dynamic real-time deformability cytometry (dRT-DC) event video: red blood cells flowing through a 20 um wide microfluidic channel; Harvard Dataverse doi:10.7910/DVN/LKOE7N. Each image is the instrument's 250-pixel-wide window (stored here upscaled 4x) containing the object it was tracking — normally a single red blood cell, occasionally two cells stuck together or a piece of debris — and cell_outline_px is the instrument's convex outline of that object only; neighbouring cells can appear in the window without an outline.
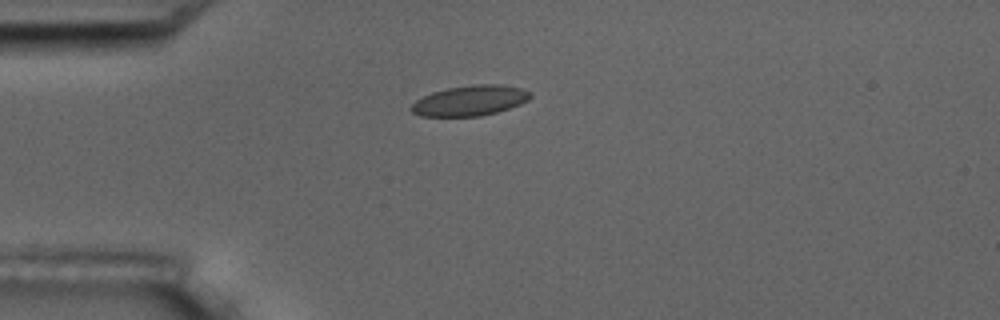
{"species": "common noctule bat (a hibernating species)", "species_latin": "Nyctalus noctula", "temperature_condition": "room temperature", "stored_images_in_passage": 16, "camera_frame_rate_fps": 3000, "um_per_image_px": 0.085, "animal": {"sex": "male", "body_mass_g": 17.5, "forearm_length_mm": 52.3}, "frame": {"image": 1, "passage_image": 5, "time_ms": 4.667, "image_size_px": [1000, 320], "cell_outline_px": [[532, 96], [528, 100], [520, 104], [496, 112], [480, 116], [420, 116], [412, 112], [408, 108], [416, 100], [432, 92], [448, 88], [472, 84], [500, 84], [524, 88], [532, 92]], "centroid_in_image_um": [39.97, 8.54], "position_along_channel_um": 45.0, "area_um2": 21.15}}
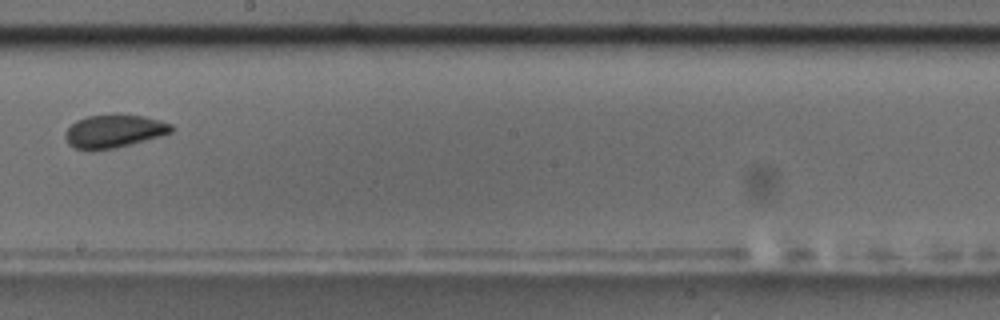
{"frame": {"image": 2, "passage_image": 10, "time_ms": 10.667, "image_size_px": [1000, 320], "cell_outline_px": [[176, 128], [172, 132], [160, 136], [116, 148], [92, 152], [88, 152], [76, 148], [68, 144], [64, 136], [64, 132], [76, 120], [88, 116], [112, 112], [116, 112], [144, 116], [160, 120], [172, 124]], "centroid_in_image_um": [9.68, 11.14], "position_along_channel_um": 238.5, "area_um2": 21.33}, "authors_computed_cell_mechanics": {"area_um2": 20.6635, "velocity_mm_per_s": 3.5473, "shape_relaxation_time_tau1_ms": 6.8301, "shape_relaxation_time_tau2_ms": 1.4143, "deformation_change_tau1": 0.1255, "deformation_change_tau2": 0.0509}}